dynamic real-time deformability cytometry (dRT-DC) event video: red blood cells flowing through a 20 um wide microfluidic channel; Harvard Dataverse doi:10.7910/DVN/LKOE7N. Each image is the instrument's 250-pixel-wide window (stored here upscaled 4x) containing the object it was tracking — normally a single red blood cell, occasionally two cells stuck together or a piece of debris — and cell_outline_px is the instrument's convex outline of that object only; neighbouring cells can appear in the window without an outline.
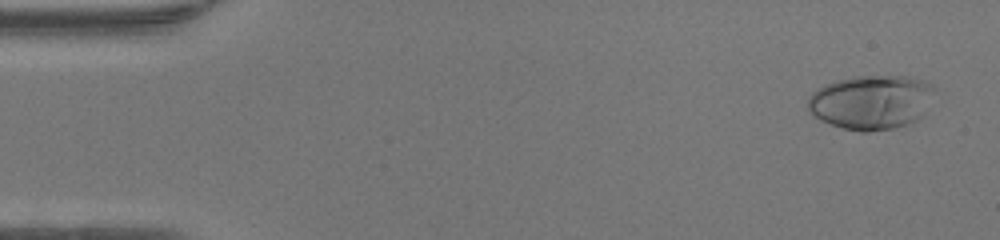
{"species": "human", "species_latin": "Homo sapiens", "temperature_condition": "warm", "stored_images_in_passage": 48, "camera_frame_rate_fps": 3000, "um_per_image_px": 0.085, "donor": {"sex": "female"}, "frame": {"image": 1, "passage_image": 2, "time_ms": 0.333, "image_size_px": [1000, 240], "cell_outline_px": [[932, 88], [924, 116], [908, 124], [896, 128], [868, 132], [860, 132], [844, 128], [820, 120], [808, 112], [808, 96], [812, 92], [824, 84], [836, 80], [856, 76], [908, 76], [924, 80], [932, 84]], "centroid_in_image_um": [74.02, 8.69], "position_along_channel_um": 11.0, "area_um2": 40.17}}
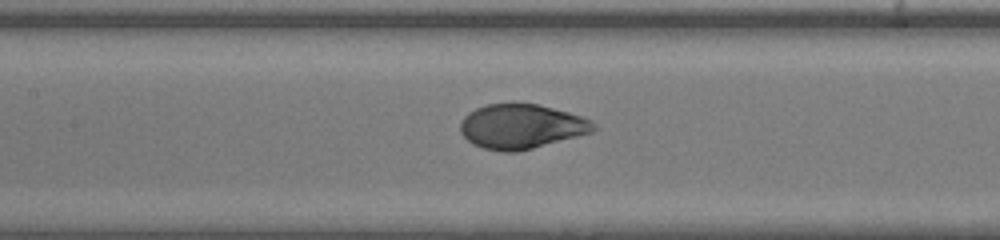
{"frame": {"image": 2, "passage_image": 22, "time_ms": 7.0, "image_size_px": [1000, 240], "cell_outline_px": [[596, 128], [592, 132], [532, 148], [516, 152], [504, 152], [484, 148], [472, 144], [460, 132], [460, 120], [468, 112], [484, 104], [536, 104], [568, 112], [592, 120], [596, 124]], "centroid_in_image_um": [44.28, 10.75], "position_along_channel_um": 163.1, "area_um2": 34.39}}
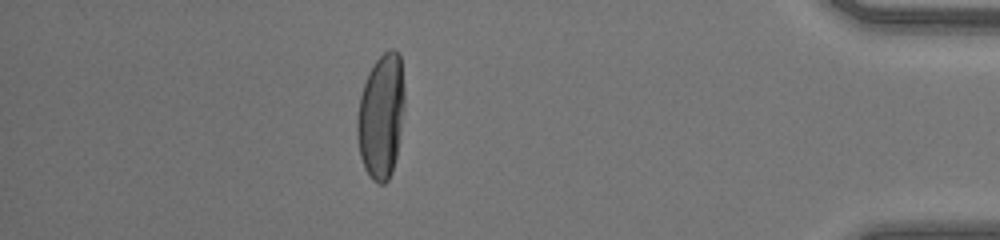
{"frame": {"image": 3, "passage_image": 42, "time_ms": 13.667, "image_size_px": [1000, 240], "cell_outline_px": [[404, 108], [396, 156], [392, 172], [388, 180], [384, 184], [380, 184], [372, 180], [368, 176], [364, 168], [360, 156], [356, 136], [356, 120], [360, 96], [368, 72], [376, 60], [388, 48], [396, 48], [400, 52], [404, 88]], "centroid_in_image_um": [32.39, 9.86], "position_along_channel_um": 402.8, "area_um2": 34.85}, "authors_computed_cell_mechanics": {"area_um2": 35.0557, "velocity_mm_per_s": 4.3155, "shape_relaxation_time_tau1_ms": 3.8126, "shape_relaxation_time_tau2_ms": null, "deformation_change_tau1": 0.2397, "deformation_change_tau2": null}}